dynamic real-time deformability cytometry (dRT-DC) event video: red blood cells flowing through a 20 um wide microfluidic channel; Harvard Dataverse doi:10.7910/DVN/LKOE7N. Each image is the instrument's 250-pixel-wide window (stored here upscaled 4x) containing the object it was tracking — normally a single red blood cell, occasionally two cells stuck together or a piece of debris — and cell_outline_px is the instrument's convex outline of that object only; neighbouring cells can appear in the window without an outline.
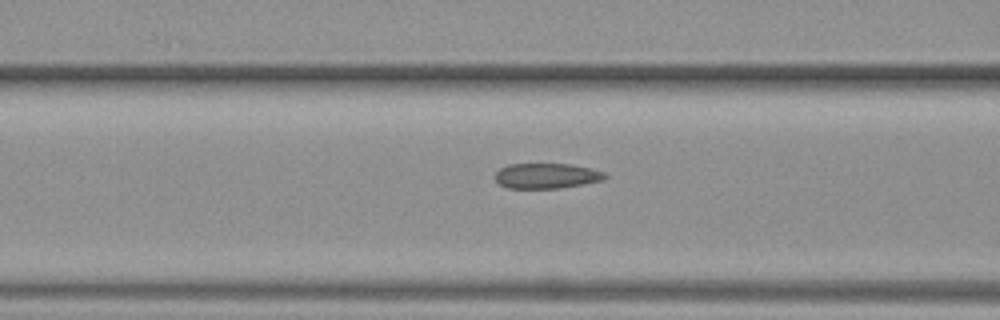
{"species": "common noctule bat (a hibernating species)", "species_latin": "Nyctalus noctula", "temperature_condition": "warm", "stored_images_in_passage": 5, "camera_frame_rate_fps": 3000, "um_per_image_px": 0.085, "animal": {"sex": "female", "body_mass_g": 19.3, "forearm_length_mm": 54.1}, "frame": {"image": 1, "passage_image": 5, "time_ms": 5.0, "image_size_px": [1000, 320], "cell_outline_px": [[608, 176], [604, 180], [584, 184], [560, 188], [508, 188], [500, 184], [496, 180], [496, 172], [500, 168], [508, 164], [572, 164], [592, 168], [604, 172]], "centroid_in_image_um": [46.5, 14.94], "position_along_channel_um": 120.1, "area_um2": 16.24}}